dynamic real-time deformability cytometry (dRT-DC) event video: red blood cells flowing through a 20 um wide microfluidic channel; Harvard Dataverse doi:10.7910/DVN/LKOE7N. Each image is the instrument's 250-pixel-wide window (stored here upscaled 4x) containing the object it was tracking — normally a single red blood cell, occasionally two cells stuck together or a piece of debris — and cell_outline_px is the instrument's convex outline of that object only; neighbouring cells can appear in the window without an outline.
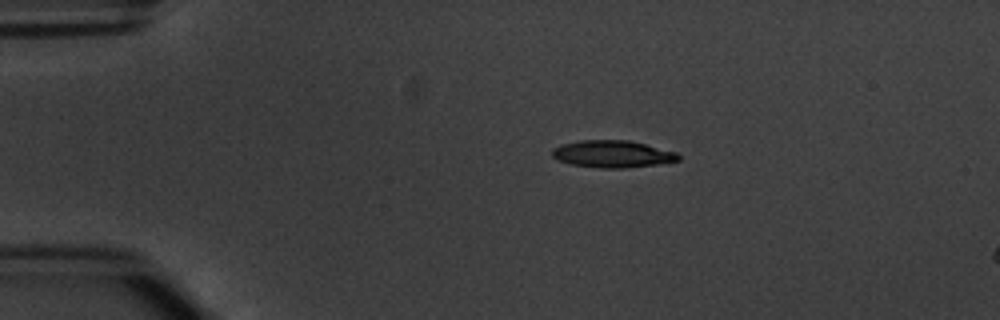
{"species": "common noctule bat (a hibernating species)", "species_latin": "Nyctalus noctula", "temperature_condition": "warm", "stored_images_in_passage": 4, "camera_frame_rate_fps": 3000, "um_per_image_px": 0.085, "animal": {"sex": "male", "body_mass_g": 20.1, "forearm_length_mm": 53.5}, "frame": {"image": 1, "passage_image": 3, "time_ms": 2.333, "image_size_px": [1000, 320], "cell_outline_px": [[680, 160], [656, 164], [624, 168], [600, 168], [572, 164], [560, 160], [552, 156], [552, 148], [560, 144], [580, 140], [628, 140], [676, 152], [680, 156]], "centroid_in_image_um": [52.04, 13.08], "position_along_channel_um": 33.0, "area_um2": 19.77}}